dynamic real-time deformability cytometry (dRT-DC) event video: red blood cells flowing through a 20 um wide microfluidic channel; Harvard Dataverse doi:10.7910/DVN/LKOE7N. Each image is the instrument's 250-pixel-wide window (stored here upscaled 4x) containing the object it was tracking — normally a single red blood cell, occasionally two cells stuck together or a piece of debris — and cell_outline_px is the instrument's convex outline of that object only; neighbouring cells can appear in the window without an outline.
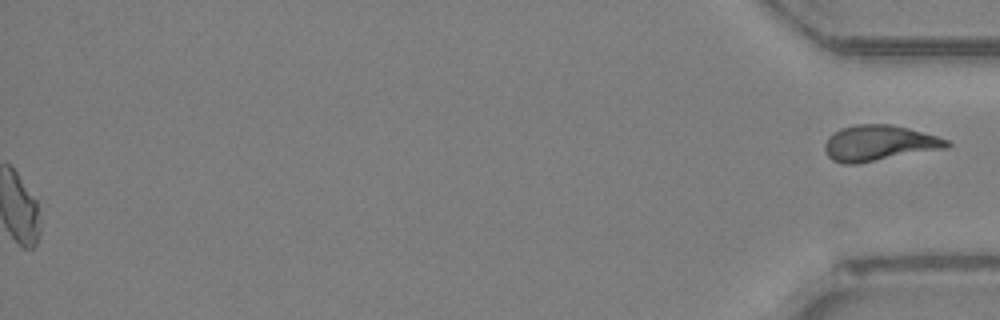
{"species": "Egyptian fruit bat (a non-hibernating species)", "species_latin": "Rousettus aegyptiacus", "temperature_condition": "room temperature", "stored_images_in_passage": 42, "segment_of_instrument_passage": [2, 2], "camera_frame_rate_fps": 3000, "um_per_image_px": 0.085, "animal": {"sex": "female"}, "frame": {"image": 1, "passage_image": 42, "time_ms": 13.667, "image_size_px": [1000, 320], "cell_outline_px": [[952, 144], [948, 148], [856, 164], [844, 164], [832, 160], [828, 156], [824, 148], [824, 144], [828, 136], [840, 128], [856, 124], [892, 124], [908, 128], [936, 136], [948, 140]], "centroid_in_image_um": [74.71, 12.16], "position_along_channel_um": 360.5, "area_um2": 25.49}}